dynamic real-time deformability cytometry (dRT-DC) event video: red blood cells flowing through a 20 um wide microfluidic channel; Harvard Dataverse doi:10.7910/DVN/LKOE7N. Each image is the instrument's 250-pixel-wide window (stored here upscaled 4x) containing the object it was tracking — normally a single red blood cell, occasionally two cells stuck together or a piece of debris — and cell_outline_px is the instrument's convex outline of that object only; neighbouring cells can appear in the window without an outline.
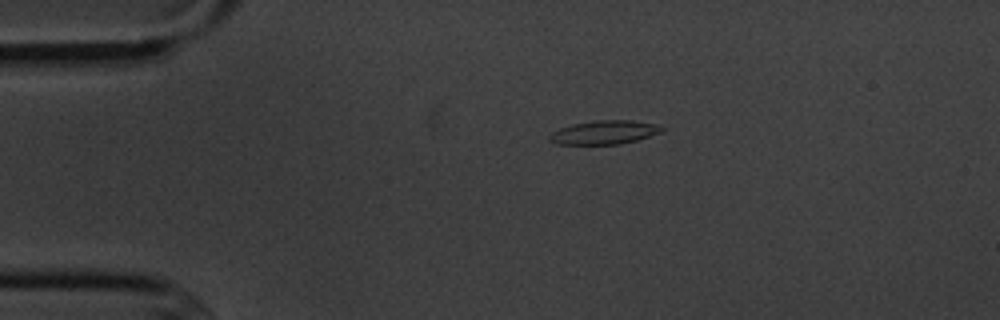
{"species": "common noctule bat (a hibernating species)", "species_latin": "Nyctalus noctula", "temperature_condition": "cold", "stored_images_in_passage": 5, "camera_frame_rate_fps": 3000, "um_per_image_px": 0.085, "animal": {"sex": "male", "body_mass_g": 20.1, "forearm_length_mm": 53.5}, "frame": {"image": 1, "passage_image": 5, "time_ms": 5.667, "image_size_px": [1000, 320], "cell_outline_px": [[664, 128], [660, 132], [636, 140], [616, 144], [556, 144], [548, 136], [552, 132], [560, 128], [572, 124], [596, 120], [632, 120], [656, 124]], "centroid_in_image_um": [51.35, 11.24], "position_along_channel_um": 33.7, "area_um2": 15.26}}